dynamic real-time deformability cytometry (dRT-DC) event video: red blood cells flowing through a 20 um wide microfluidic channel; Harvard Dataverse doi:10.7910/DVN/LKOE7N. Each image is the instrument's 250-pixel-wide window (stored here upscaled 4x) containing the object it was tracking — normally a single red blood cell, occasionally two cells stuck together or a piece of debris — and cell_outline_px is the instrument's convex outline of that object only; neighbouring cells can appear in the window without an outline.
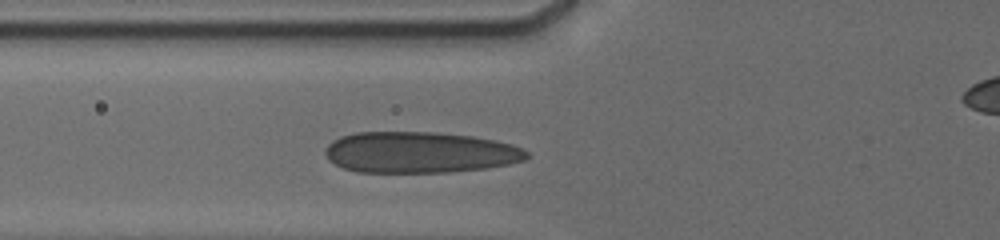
{"species": "human", "species_latin": "Homo sapiens", "temperature_condition": "cold", "stored_images_in_passage": 15, "camera_frame_rate_fps": 3000, "um_per_image_px": 0.085, "donor": {"sex": "male"}, "frame": {"image": 1, "passage_image": 11, "time_ms": 4.333, "image_size_px": [1000, 240], "cell_outline_px": [[532, 156], [524, 160], [512, 164], [484, 168], [448, 172], [356, 172], [344, 168], [328, 160], [324, 152], [324, 148], [332, 140], [340, 136], [356, 132], [436, 132], [472, 136], [496, 140], [512, 144], [524, 148]], "centroid_in_image_um": [35.7, 12.95], "position_along_channel_um": 90.1, "area_um2": 48.78}}
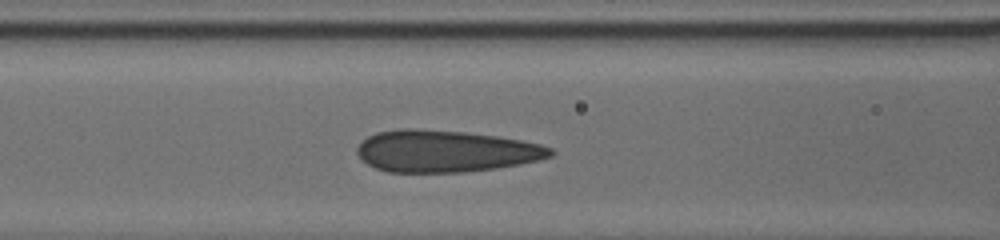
{"frame": {"image": 2, "passage_image": 13, "time_ms": 5.333, "image_size_px": [1000, 240], "cell_outline_px": [[556, 152], [552, 156], [520, 164], [496, 168], [464, 172], [388, 172], [376, 168], [360, 160], [356, 152], [356, 148], [360, 140], [376, 132], [400, 128], [416, 128], [464, 132], [500, 136], [540, 144], [552, 148]], "centroid_in_image_um": [37.82, 12.84], "position_along_channel_um": 128.8, "area_um2": 47.57}}
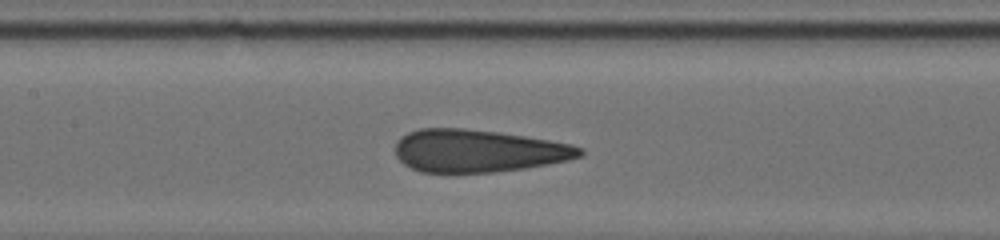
{"frame": {"image": 3, "passage_image": 15, "time_ms": 6.333, "image_size_px": [1000, 240], "cell_outline_px": [[584, 156], [568, 160], [548, 164], [524, 168], [492, 172], [420, 172], [404, 164], [396, 156], [396, 144], [400, 136], [408, 132], [420, 128], [460, 128], [500, 132], [572, 144], [584, 148]], "centroid_in_image_um": [40.66, 12.82], "position_along_channel_um": 166.7, "area_um2": 45.84}}